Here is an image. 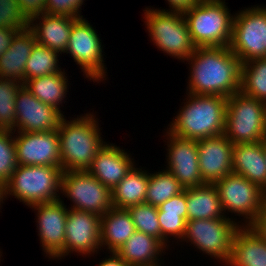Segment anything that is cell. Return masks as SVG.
Wrapping results in <instances>:
<instances>
[{"label":"cell","instance_id":"24","mask_svg":"<svg viewBox=\"0 0 266 266\" xmlns=\"http://www.w3.org/2000/svg\"><path fill=\"white\" fill-rule=\"evenodd\" d=\"M164 248L158 239L136 230L116 253L129 266H161L159 261L163 260L159 256L164 254Z\"/></svg>","mask_w":266,"mask_h":266},{"label":"cell","instance_id":"34","mask_svg":"<svg viewBox=\"0 0 266 266\" xmlns=\"http://www.w3.org/2000/svg\"><path fill=\"white\" fill-rule=\"evenodd\" d=\"M17 166L14 132L0 129V181L6 183Z\"/></svg>","mask_w":266,"mask_h":266},{"label":"cell","instance_id":"43","mask_svg":"<svg viewBox=\"0 0 266 266\" xmlns=\"http://www.w3.org/2000/svg\"><path fill=\"white\" fill-rule=\"evenodd\" d=\"M110 256L103 258L98 266H129L116 252H109Z\"/></svg>","mask_w":266,"mask_h":266},{"label":"cell","instance_id":"17","mask_svg":"<svg viewBox=\"0 0 266 266\" xmlns=\"http://www.w3.org/2000/svg\"><path fill=\"white\" fill-rule=\"evenodd\" d=\"M100 226V215L69 208L65 229V257L73 252L89 257L94 253L98 254L99 249L103 250L100 244Z\"/></svg>","mask_w":266,"mask_h":266},{"label":"cell","instance_id":"14","mask_svg":"<svg viewBox=\"0 0 266 266\" xmlns=\"http://www.w3.org/2000/svg\"><path fill=\"white\" fill-rule=\"evenodd\" d=\"M15 110V132L54 131L64 117L62 111L37 99L24 85L16 94Z\"/></svg>","mask_w":266,"mask_h":266},{"label":"cell","instance_id":"28","mask_svg":"<svg viewBox=\"0 0 266 266\" xmlns=\"http://www.w3.org/2000/svg\"><path fill=\"white\" fill-rule=\"evenodd\" d=\"M65 74V70H63L55 74L36 77L28 80L24 86L37 99L61 111L60 106L66 102L64 100L67 97V92H69L67 90L69 79Z\"/></svg>","mask_w":266,"mask_h":266},{"label":"cell","instance_id":"21","mask_svg":"<svg viewBox=\"0 0 266 266\" xmlns=\"http://www.w3.org/2000/svg\"><path fill=\"white\" fill-rule=\"evenodd\" d=\"M33 32L27 27L13 37L9 49L0 56V78L25 84V65L36 44Z\"/></svg>","mask_w":266,"mask_h":266},{"label":"cell","instance_id":"2","mask_svg":"<svg viewBox=\"0 0 266 266\" xmlns=\"http://www.w3.org/2000/svg\"><path fill=\"white\" fill-rule=\"evenodd\" d=\"M186 94V102H183V107L168 125V131L191 140L224 134L227 98L219 95Z\"/></svg>","mask_w":266,"mask_h":266},{"label":"cell","instance_id":"4","mask_svg":"<svg viewBox=\"0 0 266 266\" xmlns=\"http://www.w3.org/2000/svg\"><path fill=\"white\" fill-rule=\"evenodd\" d=\"M225 0H199L183 13L196 47L229 46L234 15Z\"/></svg>","mask_w":266,"mask_h":266},{"label":"cell","instance_id":"18","mask_svg":"<svg viewBox=\"0 0 266 266\" xmlns=\"http://www.w3.org/2000/svg\"><path fill=\"white\" fill-rule=\"evenodd\" d=\"M199 170L204 183H215L233 173V143L224 135L197 140Z\"/></svg>","mask_w":266,"mask_h":266},{"label":"cell","instance_id":"45","mask_svg":"<svg viewBox=\"0 0 266 266\" xmlns=\"http://www.w3.org/2000/svg\"><path fill=\"white\" fill-rule=\"evenodd\" d=\"M263 147H264V156L266 160V138L263 140Z\"/></svg>","mask_w":266,"mask_h":266},{"label":"cell","instance_id":"20","mask_svg":"<svg viewBox=\"0 0 266 266\" xmlns=\"http://www.w3.org/2000/svg\"><path fill=\"white\" fill-rule=\"evenodd\" d=\"M77 20L74 17L43 13L31 18L28 28L33 32L37 44L64 54L72 26Z\"/></svg>","mask_w":266,"mask_h":266},{"label":"cell","instance_id":"29","mask_svg":"<svg viewBox=\"0 0 266 266\" xmlns=\"http://www.w3.org/2000/svg\"><path fill=\"white\" fill-rule=\"evenodd\" d=\"M240 91L266 103V57L242 63Z\"/></svg>","mask_w":266,"mask_h":266},{"label":"cell","instance_id":"15","mask_svg":"<svg viewBox=\"0 0 266 266\" xmlns=\"http://www.w3.org/2000/svg\"><path fill=\"white\" fill-rule=\"evenodd\" d=\"M14 134L18 165L61 167L57 130L39 133L17 131Z\"/></svg>","mask_w":266,"mask_h":266},{"label":"cell","instance_id":"13","mask_svg":"<svg viewBox=\"0 0 266 266\" xmlns=\"http://www.w3.org/2000/svg\"><path fill=\"white\" fill-rule=\"evenodd\" d=\"M30 206L36 211L40 246L49 259L65 258V235L68 209L64 200Z\"/></svg>","mask_w":266,"mask_h":266},{"label":"cell","instance_id":"39","mask_svg":"<svg viewBox=\"0 0 266 266\" xmlns=\"http://www.w3.org/2000/svg\"><path fill=\"white\" fill-rule=\"evenodd\" d=\"M21 13L29 21L31 18L45 13L47 0H17Z\"/></svg>","mask_w":266,"mask_h":266},{"label":"cell","instance_id":"19","mask_svg":"<svg viewBox=\"0 0 266 266\" xmlns=\"http://www.w3.org/2000/svg\"><path fill=\"white\" fill-rule=\"evenodd\" d=\"M130 153L108 142L97 152L87 170L111 191L137 165Z\"/></svg>","mask_w":266,"mask_h":266},{"label":"cell","instance_id":"12","mask_svg":"<svg viewBox=\"0 0 266 266\" xmlns=\"http://www.w3.org/2000/svg\"><path fill=\"white\" fill-rule=\"evenodd\" d=\"M60 193L71 200V209L100 216L113 208L112 192L88 171H65Z\"/></svg>","mask_w":266,"mask_h":266},{"label":"cell","instance_id":"30","mask_svg":"<svg viewBox=\"0 0 266 266\" xmlns=\"http://www.w3.org/2000/svg\"><path fill=\"white\" fill-rule=\"evenodd\" d=\"M185 187L167 170L149 173L145 203L159 207L171 197L182 193Z\"/></svg>","mask_w":266,"mask_h":266},{"label":"cell","instance_id":"16","mask_svg":"<svg viewBox=\"0 0 266 266\" xmlns=\"http://www.w3.org/2000/svg\"><path fill=\"white\" fill-rule=\"evenodd\" d=\"M166 169L185 188L204 184L199 170L197 140L176 136L166 129Z\"/></svg>","mask_w":266,"mask_h":266},{"label":"cell","instance_id":"36","mask_svg":"<svg viewBox=\"0 0 266 266\" xmlns=\"http://www.w3.org/2000/svg\"><path fill=\"white\" fill-rule=\"evenodd\" d=\"M28 20L21 13L17 0H0V27L25 29Z\"/></svg>","mask_w":266,"mask_h":266},{"label":"cell","instance_id":"22","mask_svg":"<svg viewBox=\"0 0 266 266\" xmlns=\"http://www.w3.org/2000/svg\"><path fill=\"white\" fill-rule=\"evenodd\" d=\"M232 169L233 173L258 185L266 194V160L263 141L234 144Z\"/></svg>","mask_w":266,"mask_h":266},{"label":"cell","instance_id":"35","mask_svg":"<svg viewBox=\"0 0 266 266\" xmlns=\"http://www.w3.org/2000/svg\"><path fill=\"white\" fill-rule=\"evenodd\" d=\"M158 220L161 229V243L166 247V250L170 246L168 244L169 238L177 239V243L184 238L186 221L178 214L164 213L158 208Z\"/></svg>","mask_w":266,"mask_h":266},{"label":"cell","instance_id":"7","mask_svg":"<svg viewBox=\"0 0 266 266\" xmlns=\"http://www.w3.org/2000/svg\"><path fill=\"white\" fill-rule=\"evenodd\" d=\"M224 135L233 144H248L266 138V103L241 91L227 98Z\"/></svg>","mask_w":266,"mask_h":266},{"label":"cell","instance_id":"32","mask_svg":"<svg viewBox=\"0 0 266 266\" xmlns=\"http://www.w3.org/2000/svg\"><path fill=\"white\" fill-rule=\"evenodd\" d=\"M22 85L16 80L0 78V129L15 132L16 94Z\"/></svg>","mask_w":266,"mask_h":266},{"label":"cell","instance_id":"44","mask_svg":"<svg viewBox=\"0 0 266 266\" xmlns=\"http://www.w3.org/2000/svg\"><path fill=\"white\" fill-rule=\"evenodd\" d=\"M4 198L7 199V197H6L5 183H3L2 181H0V208L2 207L1 206L2 203H4L3 201H5Z\"/></svg>","mask_w":266,"mask_h":266},{"label":"cell","instance_id":"40","mask_svg":"<svg viewBox=\"0 0 266 266\" xmlns=\"http://www.w3.org/2000/svg\"><path fill=\"white\" fill-rule=\"evenodd\" d=\"M22 29L1 28L0 27V56H2L10 47L14 35Z\"/></svg>","mask_w":266,"mask_h":266},{"label":"cell","instance_id":"1","mask_svg":"<svg viewBox=\"0 0 266 266\" xmlns=\"http://www.w3.org/2000/svg\"><path fill=\"white\" fill-rule=\"evenodd\" d=\"M189 62L187 92L195 95H219L228 98L240 91L239 58L224 47H196Z\"/></svg>","mask_w":266,"mask_h":266},{"label":"cell","instance_id":"27","mask_svg":"<svg viewBox=\"0 0 266 266\" xmlns=\"http://www.w3.org/2000/svg\"><path fill=\"white\" fill-rule=\"evenodd\" d=\"M136 167L112 189L113 208L127 209L145 203L149 172Z\"/></svg>","mask_w":266,"mask_h":266},{"label":"cell","instance_id":"6","mask_svg":"<svg viewBox=\"0 0 266 266\" xmlns=\"http://www.w3.org/2000/svg\"><path fill=\"white\" fill-rule=\"evenodd\" d=\"M145 8L143 19L153 44L168 56L186 61L196 46L183 13Z\"/></svg>","mask_w":266,"mask_h":266},{"label":"cell","instance_id":"23","mask_svg":"<svg viewBox=\"0 0 266 266\" xmlns=\"http://www.w3.org/2000/svg\"><path fill=\"white\" fill-rule=\"evenodd\" d=\"M225 266H266V242L251 226H241L236 231Z\"/></svg>","mask_w":266,"mask_h":266},{"label":"cell","instance_id":"10","mask_svg":"<svg viewBox=\"0 0 266 266\" xmlns=\"http://www.w3.org/2000/svg\"><path fill=\"white\" fill-rule=\"evenodd\" d=\"M214 185L225 216L230 212L244 217L242 221L245 223L242 222L241 226H250L266 204L264 190L241 175L228 174Z\"/></svg>","mask_w":266,"mask_h":266},{"label":"cell","instance_id":"31","mask_svg":"<svg viewBox=\"0 0 266 266\" xmlns=\"http://www.w3.org/2000/svg\"><path fill=\"white\" fill-rule=\"evenodd\" d=\"M60 53L40 44H35L25 65V83L36 77L62 71L58 65Z\"/></svg>","mask_w":266,"mask_h":266},{"label":"cell","instance_id":"41","mask_svg":"<svg viewBox=\"0 0 266 266\" xmlns=\"http://www.w3.org/2000/svg\"><path fill=\"white\" fill-rule=\"evenodd\" d=\"M199 0H167L170 9H162L163 11L170 12H180L184 13L185 11L191 9L194 5L198 3Z\"/></svg>","mask_w":266,"mask_h":266},{"label":"cell","instance_id":"33","mask_svg":"<svg viewBox=\"0 0 266 266\" xmlns=\"http://www.w3.org/2000/svg\"><path fill=\"white\" fill-rule=\"evenodd\" d=\"M128 212L132 217L135 229L161 242V229L158 220V207L147 203L129 206Z\"/></svg>","mask_w":266,"mask_h":266},{"label":"cell","instance_id":"37","mask_svg":"<svg viewBox=\"0 0 266 266\" xmlns=\"http://www.w3.org/2000/svg\"><path fill=\"white\" fill-rule=\"evenodd\" d=\"M84 0H47L45 13L83 18L81 7Z\"/></svg>","mask_w":266,"mask_h":266},{"label":"cell","instance_id":"38","mask_svg":"<svg viewBox=\"0 0 266 266\" xmlns=\"http://www.w3.org/2000/svg\"><path fill=\"white\" fill-rule=\"evenodd\" d=\"M164 213L178 214L187 222L186 192L179 193L158 207Z\"/></svg>","mask_w":266,"mask_h":266},{"label":"cell","instance_id":"11","mask_svg":"<svg viewBox=\"0 0 266 266\" xmlns=\"http://www.w3.org/2000/svg\"><path fill=\"white\" fill-rule=\"evenodd\" d=\"M99 37L88 20L80 18L72 26L65 50V53H69L74 62L80 66L83 75L94 83L107 79V68L103 57L104 45Z\"/></svg>","mask_w":266,"mask_h":266},{"label":"cell","instance_id":"8","mask_svg":"<svg viewBox=\"0 0 266 266\" xmlns=\"http://www.w3.org/2000/svg\"><path fill=\"white\" fill-rule=\"evenodd\" d=\"M239 223L229 216L227 219L190 220L186 222V232L181 242H191L197 250L226 265L234 235L241 227Z\"/></svg>","mask_w":266,"mask_h":266},{"label":"cell","instance_id":"25","mask_svg":"<svg viewBox=\"0 0 266 266\" xmlns=\"http://www.w3.org/2000/svg\"><path fill=\"white\" fill-rule=\"evenodd\" d=\"M187 221L206 219H227L213 183L185 188Z\"/></svg>","mask_w":266,"mask_h":266},{"label":"cell","instance_id":"5","mask_svg":"<svg viewBox=\"0 0 266 266\" xmlns=\"http://www.w3.org/2000/svg\"><path fill=\"white\" fill-rule=\"evenodd\" d=\"M63 170L56 166L18 165L5 183L6 197L28 207L59 200Z\"/></svg>","mask_w":266,"mask_h":266},{"label":"cell","instance_id":"26","mask_svg":"<svg viewBox=\"0 0 266 266\" xmlns=\"http://www.w3.org/2000/svg\"><path fill=\"white\" fill-rule=\"evenodd\" d=\"M100 244L116 252L136 231L127 209L111 208L101 216Z\"/></svg>","mask_w":266,"mask_h":266},{"label":"cell","instance_id":"42","mask_svg":"<svg viewBox=\"0 0 266 266\" xmlns=\"http://www.w3.org/2000/svg\"><path fill=\"white\" fill-rule=\"evenodd\" d=\"M250 226L266 242V204Z\"/></svg>","mask_w":266,"mask_h":266},{"label":"cell","instance_id":"3","mask_svg":"<svg viewBox=\"0 0 266 266\" xmlns=\"http://www.w3.org/2000/svg\"><path fill=\"white\" fill-rule=\"evenodd\" d=\"M57 131L63 172L87 171L97 152L106 144L93 113L77 115L68 121L64 116Z\"/></svg>","mask_w":266,"mask_h":266},{"label":"cell","instance_id":"9","mask_svg":"<svg viewBox=\"0 0 266 266\" xmlns=\"http://www.w3.org/2000/svg\"><path fill=\"white\" fill-rule=\"evenodd\" d=\"M229 48L241 63L266 57V5L245 7L234 14Z\"/></svg>","mask_w":266,"mask_h":266}]
</instances>
